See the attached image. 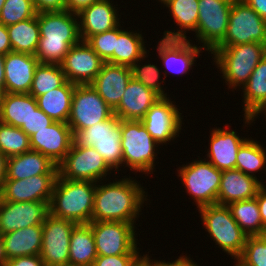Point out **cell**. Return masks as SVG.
<instances>
[{
    "mask_svg": "<svg viewBox=\"0 0 266 266\" xmlns=\"http://www.w3.org/2000/svg\"><path fill=\"white\" fill-rule=\"evenodd\" d=\"M58 175H37L22 180H6L0 199L11 202H48Z\"/></svg>",
    "mask_w": 266,
    "mask_h": 266,
    "instance_id": "d6986e66",
    "label": "cell"
},
{
    "mask_svg": "<svg viewBox=\"0 0 266 266\" xmlns=\"http://www.w3.org/2000/svg\"><path fill=\"white\" fill-rule=\"evenodd\" d=\"M258 143V141L248 138L241 145L237 152L235 167V169L256 178L254 173L263 168L266 171V150Z\"/></svg>",
    "mask_w": 266,
    "mask_h": 266,
    "instance_id": "8d00e7d4",
    "label": "cell"
},
{
    "mask_svg": "<svg viewBox=\"0 0 266 266\" xmlns=\"http://www.w3.org/2000/svg\"><path fill=\"white\" fill-rule=\"evenodd\" d=\"M205 159V160H204ZM194 160L179 167L178 177L182 180L187 193L197 204V208L217 204V195L222 171L213 166L208 159Z\"/></svg>",
    "mask_w": 266,
    "mask_h": 266,
    "instance_id": "ba28073f",
    "label": "cell"
},
{
    "mask_svg": "<svg viewBox=\"0 0 266 266\" xmlns=\"http://www.w3.org/2000/svg\"><path fill=\"white\" fill-rule=\"evenodd\" d=\"M73 144L93 147L112 170L122 167L121 119L115 114L109 119L83 130H72Z\"/></svg>",
    "mask_w": 266,
    "mask_h": 266,
    "instance_id": "52a82bcc",
    "label": "cell"
},
{
    "mask_svg": "<svg viewBox=\"0 0 266 266\" xmlns=\"http://www.w3.org/2000/svg\"><path fill=\"white\" fill-rule=\"evenodd\" d=\"M97 257L91 226L89 224H77L71 232L69 265L92 266Z\"/></svg>",
    "mask_w": 266,
    "mask_h": 266,
    "instance_id": "4dcf8cb0",
    "label": "cell"
},
{
    "mask_svg": "<svg viewBox=\"0 0 266 266\" xmlns=\"http://www.w3.org/2000/svg\"><path fill=\"white\" fill-rule=\"evenodd\" d=\"M4 2H5V0H0V13H1L2 7L4 5Z\"/></svg>",
    "mask_w": 266,
    "mask_h": 266,
    "instance_id": "91938a15",
    "label": "cell"
},
{
    "mask_svg": "<svg viewBox=\"0 0 266 266\" xmlns=\"http://www.w3.org/2000/svg\"><path fill=\"white\" fill-rule=\"evenodd\" d=\"M134 266H151L143 257H141Z\"/></svg>",
    "mask_w": 266,
    "mask_h": 266,
    "instance_id": "680465c9",
    "label": "cell"
},
{
    "mask_svg": "<svg viewBox=\"0 0 266 266\" xmlns=\"http://www.w3.org/2000/svg\"><path fill=\"white\" fill-rule=\"evenodd\" d=\"M6 180H22L37 175H58V166L38 151L7 158Z\"/></svg>",
    "mask_w": 266,
    "mask_h": 266,
    "instance_id": "4316f807",
    "label": "cell"
},
{
    "mask_svg": "<svg viewBox=\"0 0 266 266\" xmlns=\"http://www.w3.org/2000/svg\"><path fill=\"white\" fill-rule=\"evenodd\" d=\"M266 21V0H243Z\"/></svg>",
    "mask_w": 266,
    "mask_h": 266,
    "instance_id": "f5cc1de1",
    "label": "cell"
},
{
    "mask_svg": "<svg viewBox=\"0 0 266 266\" xmlns=\"http://www.w3.org/2000/svg\"><path fill=\"white\" fill-rule=\"evenodd\" d=\"M75 84L66 81L62 86L36 97L37 106L54 121L67 123Z\"/></svg>",
    "mask_w": 266,
    "mask_h": 266,
    "instance_id": "f546056e",
    "label": "cell"
},
{
    "mask_svg": "<svg viewBox=\"0 0 266 266\" xmlns=\"http://www.w3.org/2000/svg\"><path fill=\"white\" fill-rule=\"evenodd\" d=\"M151 266H198L190 257L187 256H180L175 261L166 262V261H158V260H151L149 255L144 254L142 256ZM154 261V262H153Z\"/></svg>",
    "mask_w": 266,
    "mask_h": 266,
    "instance_id": "7dc6e473",
    "label": "cell"
},
{
    "mask_svg": "<svg viewBox=\"0 0 266 266\" xmlns=\"http://www.w3.org/2000/svg\"><path fill=\"white\" fill-rule=\"evenodd\" d=\"M7 157L0 152V193L6 181Z\"/></svg>",
    "mask_w": 266,
    "mask_h": 266,
    "instance_id": "db71d44e",
    "label": "cell"
},
{
    "mask_svg": "<svg viewBox=\"0 0 266 266\" xmlns=\"http://www.w3.org/2000/svg\"><path fill=\"white\" fill-rule=\"evenodd\" d=\"M66 81L60 65L39 63L34 72L29 94L36 98L62 86Z\"/></svg>",
    "mask_w": 266,
    "mask_h": 266,
    "instance_id": "74e56055",
    "label": "cell"
},
{
    "mask_svg": "<svg viewBox=\"0 0 266 266\" xmlns=\"http://www.w3.org/2000/svg\"><path fill=\"white\" fill-rule=\"evenodd\" d=\"M214 128L210 134V148L207 153L209 162L224 171L235 169L236 156L241 145L247 140L237 135L234 130Z\"/></svg>",
    "mask_w": 266,
    "mask_h": 266,
    "instance_id": "d4e9b609",
    "label": "cell"
},
{
    "mask_svg": "<svg viewBox=\"0 0 266 266\" xmlns=\"http://www.w3.org/2000/svg\"><path fill=\"white\" fill-rule=\"evenodd\" d=\"M138 181L122 178L113 183L96 184L92 222H126L134 224L143 203L147 201L144 187Z\"/></svg>",
    "mask_w": 266,
    "mask_h": 266,
    "instance_id": "6da1fadb",
    "label": "cell"
},
{
    "mask_svg": "<svg viewBox=\"0 0 266 266\" xmlns=\"http://www.w3.org/2000/svg\"><path fill=\"white\" fill-rule=\"evenodd\" d=\"M235 261L240 266H266V234L247 236L243 252Z\"/></svg>",
    "mask_w": 266,
    "mask_h": 266,
    "instance_id": "60d3db41",
    "label": "cell"
},
{
    "mask_svg": "<svg viewBox=\"0 0 266 266\" xmlns=\"http://www.w3.org/2000/svg\"><path fill=\"white\" fill-rule=\"evenodd\" d=\"M40 39L35 56L39 63L60 65L70 48L80 43L78 15L65 11L37 13Z\"/></svg>",
    "mask_w": 266,
    "mask_h": 266,
    "instance_id": "7a4b0ae2",
    "label": "cell"
},
{
    "mask_svg": "<svg viewBox=\"0 0 266 266\" xmlns=\"http://www.w3.org/2000/svg\"><path fill=\"white\" fill-rule=\"evenodd\" d=\"M113 171L93 147L72 144L64 160L58 165V175L67 180L99 183Z\"/></svg>",
    "mask_w": 266,
    "mask_h": 266,
    "instance_id": "8fae6325",
    "label": "cell"
},
{
    "mask_svg": "<svg viewBox=\"0 0 266 266\" xmlns=\"http://www.w3.org/2000/svg\"><path fill=\"white\" fill-rule=\"evenodd\" d=\"M96 184L67 180L58 175L49 204L50 214L77 224H89L92 222Z\"/></svg>",
    "mask_w": 266,
    "mask_h": 266,
    "instance_id": "3957f363",
    "label": "cell"
},
{
    "mask_svg": "<svg viewBox=\"0 0 266 266\" xmlns=\"http://www.w3.org/2000/svg\"><path fill=\"white\" fill-rule=\"evenodd\" d=\"M141 257L140 254L98 256L92 266H134Z\"/></svg>",
    "mask_w": 266,
    "mask_h": 266,
    "instance_id": "ee69618b",
    "label": "cell"
},
{
    "mask_svg": "<svg viewBox=\"0 0 266 266\" xmlns=\"http://www.w3.org/2000/svg\"><path fill=\"white\" fill-rule=\"evenodd\" d=\"M97 1L99 0H66V10L78 14L82 9Z\"/></svg>",
    "mask_w": 266,
    "mask_h": 266,
    "instance_id": "681fc988",
    "label": "cell"
},
{
    "mask_svg": "<svg viewBox=\"0 0 266 266\" xmlns=\"http://www.w3.org/2000/svg\"><path fill=\"white\" fill-rule=\"evenodd\" d=\"M258 178L247 175L238 169L222 171L217 204L230 203L256 197L258 190L264 185Z\"/></svg>",
    "mask_w": 266,
    "mask_h": 266,
    "instance_id": "484cf974",
    "label": "cell"
},
{
    "mask_svg": "<svg viewBox=\"0 0 266 266\" xmlns=\"http://www.w3.org/2000/svg\"><path fill=\"white\" fill-rule=\"evenodd\" d=\"M181 114L169 97H162L141 121L153 139L163 145L179 136L183 121Z\"/></svg>",
    "mask_w": 266,
    "mask_h": 266,
    "instance_id": "9a60e30c",
    "label": "cell"
},
{
    "mask_svg": "<svg viewBox=\"0 0 266 266\" xmlns=\"http://www.w3.org/2000/svg\"><path fill=\"white\" fill-rule=\"evenodd\" d=\"M6 266H45V264L40 255H32L11 258Z\"/></svg>",
    "mask_w": 266,
    "mask_h": 266,
    "instance_id": "c3c4849f",
    "label": "cell"
},
{
    "mask_svg": "<svg viewBox=\"0 0 266 266\" xmlns=\"http://www.w3.org/2000/svg\"><path fill=\"white\" fill-rule=\"evenodd\" d=\"M131 77L130 67L104 62L91 85L105 102L115 110Z\"/></svg>",
    "mask_w": 266,
    "mask_h": 266,
    "instance_id": "7402d4cb",
    "label": "cell"
},
{
    "mask_svg": "<svg viewBox=\"0 0 266 266\" xmlns=\"http://www.w3.org/2000/svg\"><path fill=\"white\" fill-rule=\"evenodd\" d=\"M191 40L185 39H165L162 38L157 44V52L162 60L166 70L164 77H167V72L175 73L178 75L186 74L190 71L191 67L196 61L195 58L199 57L202 47L193 45ZM167 71V72H166ZM171 71V72H170ZM188 71V72H187Z\"/></svg>",
    "mask_w": 266,
    "mask_h": 266,
    "instance_id": "ffe728a7",
    "label": "cell"
},
{
    "mask_svg": "<svg viewBox=\"0 0 266 266\" xmlns=\"http://www.w3.org/2000/svg\"><path fill=\"white\" fill-rule=\"evenodd\" d=\"M77 225L74 221L60 219L49 214L42 224L41 259L45 266L69 265L71 232Z\"/></svg>",
    "mask_w": 266,
    "mask_h": 266,
    "instance_id": "5bb4252c",
    "label": "cell"
},
{
    "mask_svg": "<svg viewBox=\"0 0 266 266\" xmlns=\"http://www.w3.org/2000/svg\"><path fill=\"white\" fill-rule=\"evenodd\" d=\"M241 89L244 97V116H253L266 102V55Z\"/></svg>",
    "mask_w": 266,
    "mask_h": 266,
    "instance_id": "836d02e7",
    "label": "cell"
},
{
    "mask_svg": "<svg viewBox=\"0 0 266 266\" xmlns=\"http://www.w3.org/2000/svg\"><path fill=\"white\" fill-rule=\"evenodd\" d=\"M49 214L48 202H11L0 199V234L42 225Z\"/></svg>",
    "mask_w": 266,
    "mask_h": 266,
    "instance_id": "2e32d148",
    "label": "cell"
},
{
    "mask_svg": "<svg viewBox=\"0 0 266 266\" xmlns=\"http://www.w3.org/2000/svg\"><path fill=\"white\" fill-rule=\"evenodd\" d=\"M160 98L162 97L154 90L131 77L114 114L121 120L141 121Z\"/></svg>",
    "mask_w": 266,
    "mask_h": 266,
    "instance_id": "cb8c5ba5",
    "label": "cell"
},
{
    "mask_svg": "<svg viewBox=\"0 0 266 266\" xmlns=\"http://www.w3.org/2000/svg\"><path fill=\"white\" fill-rule=\"evenodd\" d=\"M211 54L228 88L243 87L266 55V44L251 42L215 48Z\"/></svg>",
    "mask_w": 266,
    "mask_h": 266,
    "instance_id": "277c9868",
    "label": "cell"
},
{
    "mask_svg": "<svg viewBox=\"0 0 266 266\" xmlns=\"http://www.w3.org/2000/svg\"><path fill=\"white\" fill-rule=\"evenodd\" d=\"M164 5L169 8L174 22L180 29H177V32L175 30L164 31L163 38L185 40L187 31L191 30L196 33L199 0H168Z\"/></svg>",
    "mask_w": 266,
    "mask_h": 266,
    "instance_id": "1f68e13d",
    "label": "cell"
},
{
    "mask_svg": "<svg viewBox=\"0 0 266 266\" xmlns=\"http://www.w3.org/2000/svg\"><path fill=\"white\" fill-rule=\"evenodd\" d=\"M36 15L32 0H5L0 13V24L9 26Z\"/></svg>",
    "mask_w": 266,
    "mask_h": 266,
    "instance_id": "ab89813d",
    "label": "cell"
},
{
    "mask_svg": "<svg viewBox=\"0 0 266 266\" xmlns=\"http://www.w3.org/2000/svg\"><path fill=\"white\" fill-rule=\"evenodd\" d=\"M42 232V225H34L2 235L7 259L39 255L42 247Z\"/></svg>",
    "mask_w": 266,
    "mask_h": 266,
    "instance_id": "f1b7e54d",
    "label": "cell"
},
{
    "mask_svg": "<svg viewBox=\"0 0 266 266\" xmlns=\"http://www.w3.org/2000/svg\"><path fill=\"white\" fill-rule=\"evenodd\" d=\"M114 115V110L91 84L75 85L67 124L71 130H83Z\"/></svg>",
    "mask_w": 266,
    "mask_h": 266,
    "instance_id": "7c38bea8",
    "label": "cell"
},
{
    "mask_svg": "<svg viewBox=\"0 0 266 266\" xmlns=\"http://www.w3.org/2000/svg\"><path fill=\"white\" fill-rule=\"evenodd\" d=\"M32 2L37 13L66 10V0H32Z\"/></svg>",
    "mask_w": 266,
    "mask_h": 266,
    "instance_id": "bcb514c9",
    "label": "cell"
},
{
    "mask_svg": "<svg viewBox=\"0 0 266 266\" xmlns=\"http://www.w3.org/2000/svg\"><path fill=\"white\" fill-rule=\"evenodd\" d=\"M98 256L140 254L135 226L126 222H90Z\"/></svg>",
    "mask_w": 266,
    "mask_h": 266,
    "instance_id": "4fadbf2b",
    "label": "cell"
},
{
    "mask_svg": "<svg viewBox=\"0 0 266 266\" xmlns=\"http://www.w3.org/2000/svg\"><path fill=\"white\" fill-rule=\"evenodd\" d=\"M55 121L47 116L40 108L32 111L28 120V127H21V129L30 137L32 134L50 126Z\"/></svg>",
    "mask_w": 266,
    "mask_h": 266,
    "instance_id": "f6af8a7d",
    "label": "cell"
},
{
    "mask_svg": "<svg viewBox=\"0 0 266 266\" xmlns=\"http://www.w3.org/2000/svg\"><path fill=\"white\" fill-rule=\"evenodd\" d=\"M37 101L29 93H4L0 95V121L14 127H28Z\"/></svg>",
    "mask_w": 266,
    "mask_h": 266,
    "instance_id": "83f0119b",
    "label": "cell"
},
{
    "mask_svg": "<svg viewBox=\"0 0 266 266\" xmlns=\"http://www.w3.org/2000/svg\"><path fill=\"white\" fill-rule=\"evenodd\" d=\"M227 206L232 213V217L247 236L266 234L256 197L233 202Z\"/></svg>",
    "mask_w": 266,
    "mask_h": 266,
    "instance_id": "d590c367",
    "label": "cell"
},
{
    "mask_svg": "<svg viewBox=\"0 0 266 266\" xmlns=\"http://www.w3.org/2000/svg\"><path fill=\"white\" fill-rule=\"evenodd\" d=\"M205 229L216 245L237 259L243 252L247 235L232 217L227 205L211 204L198 209Z\"/></svg>",
    "mask_w": 266,
    "mask_h": 266,
    "instance_id": "8992f818",
    "label": "cell"
},
{
    "mask_svg": "<svg viewBox=\"0 0 266 266\" xmlns=\"http://www.w3.org/2000/svg\"><path fill=\"white\" fill-rule=\"evenodd\" d=\"M29 150L30 138L21 128L0 121V152L8 158Z\"/></svg>",
    "mask_w": 266,
    "mask_h": 266,
    "instance_id": "f35d334b",
    "label": "cell"
},
{
    "mask_svg": "<svg viewBox=\"0 0 266 266\" xmlns=\"http://www.w3.org/2000/svg\"><path fill=\"white\" fill-rule=\"evenodd\" d=\"M5 93L4 55L0 54V95Z\"/></svg>",
    "mask_w": 266,
    "mask_h": 266,
    "instance_id": "11a10c76",
    "label": "cell"
},
{
    "mask_svg": "<svg viewBox=\"0 0 266 266\" xmlns=\"http://www.w3.org/2000/svg\"><path fill=\"white\" fill-rule=\"evenodd\" d=\"M12 52L7 26L0 24V54L6 55Z\"/></svg>",
    "mask_w": 266,
    "mask_h": 266,
    "instance_id": "f907efd6",
    "label": "cell"
},
{
    "mask_svg": "<svg viewBox=\"0 0 266 266\" xmlns=\"http://www.w3.org/2000/svg\"><path fill=\"white\" fill-rule=\"evenodd\" d=\"M259 211L262 219V224L266 228V186H262L256 195Z\"/></svg>",
    "mask_w": 266,
    "mask_h": 266,
    "instance_id": "816d5d0a",
    "label": "cell"
},
{
    "mask_svg": "<svg viewBox=\"0 0 266 266\" xmlns=\"http://www.w3.org/2000/svg\"><path fill=\"white\" fill-rule=\"evenodd\" d=\"M260 113H265L264 115L266 116V102L253 116H244L245 124H251V122L253 123V121H255L254 119L260 116Z\"/></svg>",
    "mask_w": 266,
    "mask_h": 266,
    "instance_id": "6f0895ef",
    "label": "cell"
},
{
    "mask_svg": "<svg viewBox=\"0 0 266 266\" xmlns=\"http://www.w3.org/2000/svg\"><path fill=\"white\" fill-rule=\"evenodd\" d=\"M117 10L110 0H99L82 9L77 14L81 40L86 42L93 35L117 27L120 24Z\"/></svg>",
    "mask_w": 266,
    "mask_h": 266,
    "instance_id": "603a6c76",
    "label": "cell"
},
{
    "mask_svg": "<svg viewBox=\"0 0 266 266\" xmlns=\"http://www.w3.org/2000/svg\"><path fill=\"white\" fill-rule=\"evenodd\" d=\"M29 138L31 150L47 156L57 166L64 160L73 144L71 128L60 121H55Z\"/></svg>",
    "mask_w": 266,
    "mask_h": 266,
    "instance_id": "ac0fdd59",
    "label": "cell"
},
{
    "mask_svg": "<svg viewBox=\"0 0 266 266\" xmlns=\"http://www.w3.org/2000/svg\"><path fill=\"white\" fill-rule=\"evenodd\" d=\"M103 63L88 43L81 41L70 48L60 66L67 81L75 85H86L94 81Z\"/></svg>",
    "mask_w": 266,
    "mask_h": 266,
    "instance_id": "e0dca14e",
    "label": "cell"
},
{
    "mask_svg": "<svg viewBox=\"0 0 266 266\" xmlns=\"http://www.w3.org/2000/svg\"><path fill=\"white\" fill-rule=\"evenodd\" d=\"M141 59L137 60L130 68L132 72V77L136 79L138 82L142 83L145 87L154 90L161 97H167V92L163 89L161 83L165 80L163 79L161 82L160 79V69L158 66L154 64H146L140 65ZM138 62H140L138 64Z\"/></svg>",
    "mask_w": 266,
    "mask_h": 266,
    "instance_id": "b9f144b4",
    "label": "cell"
},
{
    "mask_svg": "<svg viewBox=\"0 0 266 266\" xmlns=\"http://www.w3.org/2000/svg\"><path fill=\"white\" fill-rule=\"evenodd\" d=\"M118 38V26L91 36L86 42L104 62L113 64V52Z\"/></svg>",
    "mask_w": 266,
    "mask_h": 266,
    "instance_id": "7bdbcfd3",
    "label": "cell"
},
{
    "mask_svg": "<svg viewBox=\"0 0 266 266\" xmlns=\"http://www.w3.org/2000/svg\"><path fill=\"white\" fill-rule=\"evenodd\" d=\"M7 261L8 259L5 252L4 239L2 234H0V266H6Z\"/></svg>",
    "mask_w": 266,
    "mask_h": 266,
    "instance_id": "9f6ffc18",
    "label": "cell"
},
{
    "mask_svg": "<svg viewBox=\"0 0 266 266\" xmlns=\"http://www.w3.org/2000/svg\"><path fill=\"white\" fill-rule=\"evenodd\" d=\"M233 0H199L196 38L203 50L212 52L227 33Z\"/></svg>",
    "mask_w": 266,
    "mask_h": 266,
    "instance_id": "30bf717a",
    "label": "cell"
},
{
    "mask_svg": "<svg viewBox=\"0 0 266 266\" xmlns=\"http://www.w3.org/2000/svg\"><path fill=\"white\" fill-rule=\"evenodd\" d=\"M38 64L35 55L17 52L4 55L5 93H29Z\"/></svg>",
    "mask_w": 266,
    "mask_h": 266,
    "instance_id": "44dd1931",
    "label": "cell"
},
{
    "mask_svg": "<svg viewBox=\"0 0 266 266\" xmlns=\"http://www.w3.org/2000/svg\"><path fill=\"white\" fill-rule=\"evenodd\" d=\"M7 31L12 52L35 55L40 39L37 15L7 26Z\"/></svg>",
    "mask_w": 266,
    "mask_h": 266,
    "instance_id": "e575fe53",
    "label": "cell"
},
{
    "mask_svg": "<svg viewBox=\"0 0 266 266\" xmlns=\"http://www.w3.org/2000/svg\"><path fill=\"white\" fill-rule=\"evenodd\" d=\"M122 164L131 171L153 174L157 143L142 121L121 120ZM157 145V146H156ZM156 149V150H155ZM126 163V164H125Z\"/></svg>",
    "mask_w": 266,
    "mask_h": 266,
    "instance_id": "5b68a950",
    "label": "cell"
},
{
    "mask_svg": "<svg viewBox=\"0 0 266 266\" xmlns=\"http://www.w3.org/2000/svg\"><path fill=\"white\" fill-rule=\"evenodd\" d=\"M251 42L266 44V21L243 0H233L226 36L216 48Z\"/></svg>",
    "mask_w": 266,
    "mask_h": 266,
    "instance_id": "9c48e42d",
    "label": "cell"
},
{
    "mask_svg": "<svg viewBox=\"0 0 266 266\" xmlns=\"http://www.w3.org/2000/svg\"><path fill=\"white\" fill-rule=\"evenodd\" d=\"M168 0H159V2L165 4Z\"/></svg>",
    "mask_w": 266,
    "mask_h": 266,
    "instance_id": "94428289",
    "label": "cell"
},
{
    "mask_svg": "<svg viewBox=\"0 0 266 266\" xmlns=\"http://www.w3.org/2000/svg\"><path fill=\"white\" fill-rule=\"evenodd\" d=\"M144 45L146 44L140 32L122 30L119 24L118 38L113 52V64L131 67L137 60H144L148 56Z\"/></svg>",
    "mask_w": 266,
    "mask_h": 266,
    "instance_id": "d6a6232c",
    "label": "cell"
}]
</instances>
